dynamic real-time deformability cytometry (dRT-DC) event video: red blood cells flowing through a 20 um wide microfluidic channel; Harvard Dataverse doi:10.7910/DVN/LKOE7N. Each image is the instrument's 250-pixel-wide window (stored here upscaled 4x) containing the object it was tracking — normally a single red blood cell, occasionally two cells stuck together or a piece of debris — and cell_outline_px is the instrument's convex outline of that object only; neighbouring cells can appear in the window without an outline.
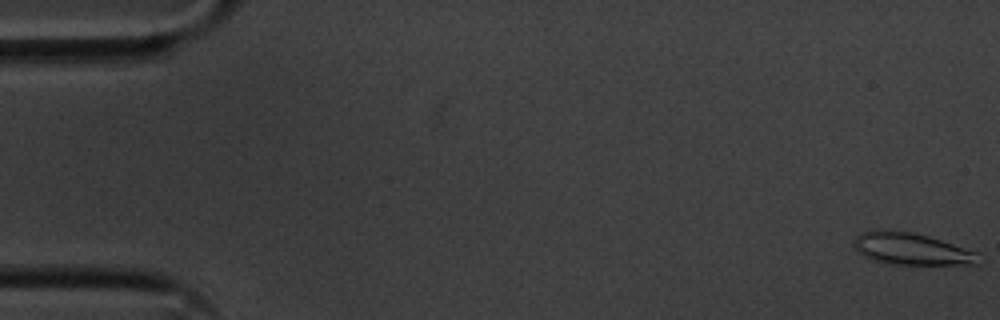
{"species": "common noctule bat (a hibernating species)", "species_latin": "Nyctalus noctula", "temperature_condition": "cold", "stored_images_in_passage": 6, "camera_frame_rate_fps": 3000, "um_per_image_px": 0.085, "animal": {"sex": "male", "body_mass_g": 20.1, "forearm_length_mm": 53.5}, "frame": {"image": 1, "passage_image": 1, "time_ms": 0.0, "image_size_px": [1000, 320], "cell_outline_px": [[976, 264], [896, 264], [872, 260], [856, 252], [852, 244], [856, 236], [860, 232], [872, 228], [884, 228], [912, 232], [928, 236], [976, 252]], "centroid_in_image_um": [77.3, 21.11], "position_along_channel_um": 7.7, "area_um2": 23.18}}
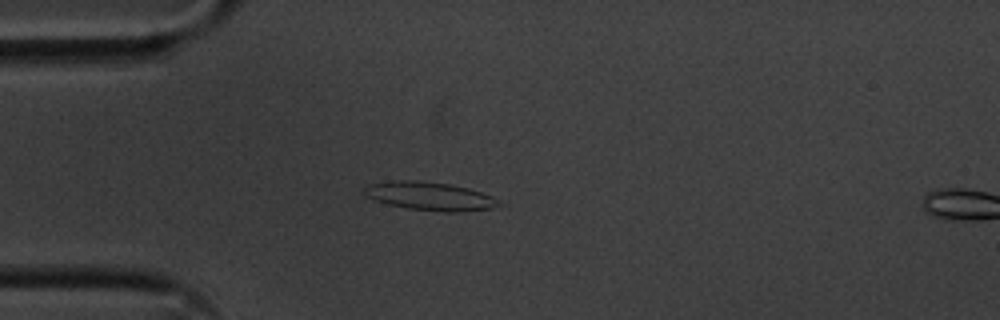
{"frame": {"image": 2, "passage_image": 5, "time_ms": 1.333, "image_size_px": [1000, 320], "cell_outline_px": [[500, 204], [492, 208], [456, 212], [444, 212], [408, 208], [388, 204], [364, 196], [364, 188], [368, 184], [400, 180], [416, 180], [448, 184], [468, 188], [492, 196], [500, 200]], "centroid_in_image_um": [36.52, 16.67], "position_along_channel_um": 48.5, "area_um2": 22.02}}